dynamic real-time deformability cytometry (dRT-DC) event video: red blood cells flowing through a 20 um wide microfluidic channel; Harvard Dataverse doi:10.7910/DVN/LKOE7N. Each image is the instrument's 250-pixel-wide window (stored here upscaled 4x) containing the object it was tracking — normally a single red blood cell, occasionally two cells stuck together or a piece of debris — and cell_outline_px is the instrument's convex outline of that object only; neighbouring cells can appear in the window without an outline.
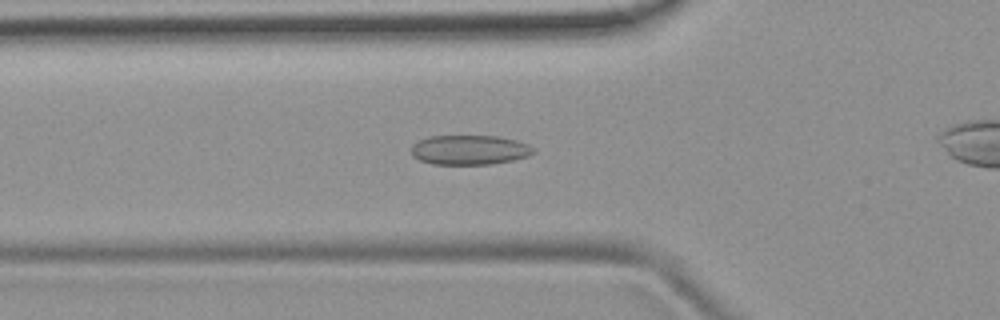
{"species": "common noctule bat (a hibernating species)", "species_latin": "Nyctalus noctula", "temperature_condition": "room temperature", "stored_images_in_passage": 31, "camera_frame_rate_fps": 3000, "um_per_image_px": 0.085, "animal": {"sex": "female", "body_mass_g": 19.9}, "frame": {"image": 1, "passage_image": 6, "time_ms": 1.667, "image_size_px": [1000, 320], "cell_outline_px": [[536, 152], [528, 156], [512, 160], [492, 164], [432, 164], [420, 160], [412, 156], [412, 144], [428, 136], [500, 136], [516, 140], [528, 144]], "centroid_in_image_um": [39.91, 12.74], "position_along_channel_um": 85.9, "area_um2": 21.1}}
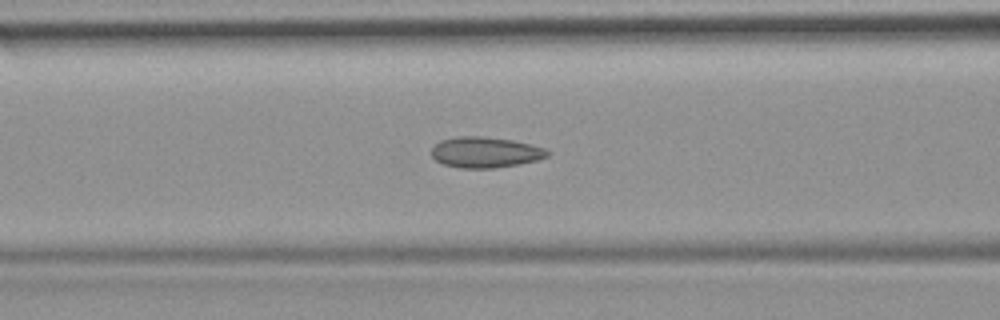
{"frame": {"image": 2, "passage_image": 9, "time_ms": 2.667, "image_size_px": [1000, 320], "cell_outline_px": [[552, 152], [548, 156], [536, 160], [496, 168], [460, 168], [444, 164], [436, 160], [432, 156], [432, 148], [440, 140], [456, 136], [480, 136], [512, 140], [544, 148]], "centroid_in_image_um": [41.23, 12.94], "position_along_channel_um": 125.4, "area_um2": 20.63}}
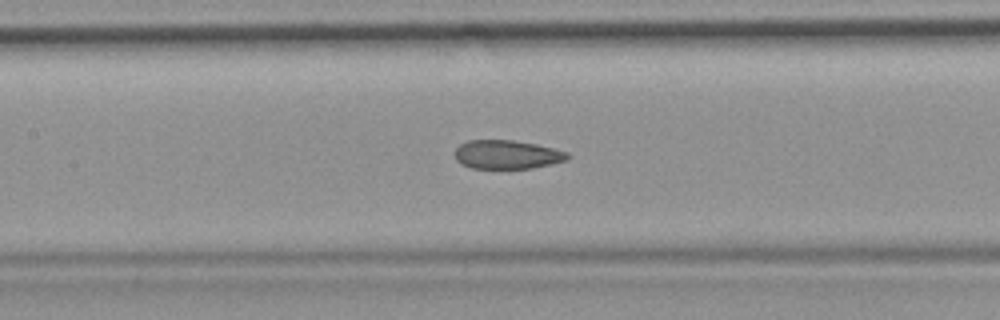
{"frame": {"image": 3, "passage_image": 12, "time_ms": 3.667, "image_size_px": [1000, 320], "cell_outline_px": [[572, 156], [568, 160], [552, 164], [532, 168], [472, 168], [460, 164], [456, 160], [456, 148], [460, 144], [468, 140], [512, 140], [536, 144], [568, 152]], "centroid_in_image_um": [43.12, 13.14], "position_along_channel_um": 164.3, "area_um2": 18.96}}